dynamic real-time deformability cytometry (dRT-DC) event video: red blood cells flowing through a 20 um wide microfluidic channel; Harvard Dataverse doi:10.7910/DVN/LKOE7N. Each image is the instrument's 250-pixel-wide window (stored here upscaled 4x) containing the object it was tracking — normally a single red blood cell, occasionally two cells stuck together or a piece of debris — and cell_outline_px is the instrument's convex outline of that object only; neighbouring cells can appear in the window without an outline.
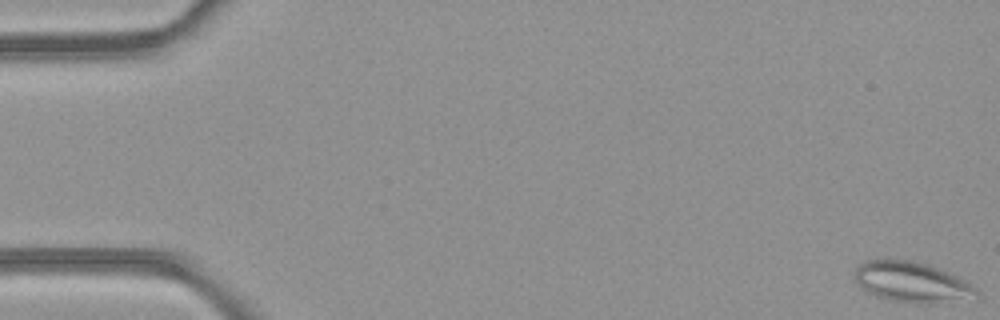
{"species": "common noctule bat (a hibernating species)", "species_latin": "Nyctalus noctula", "temperature_condition": "room temperature", "stored_images_in_passage": 50, "camera_frame_rate_fps": 3000, "um_per_image_px": 0.085, "animal": {"sex": "female", "body_mass_g": 21.9}, "frame": {"image": 1, "passage_image": 1, "time_ms": 0.0, "image_size_px": [1000, 320], "cell_outline_px": [[980, 296], [928, 304], [920, 304], [888, 300], [876, 296], [868, 292], [856, 284], [852, 280], [852, 272], [856, 264], [864, 260], [884, 256], [916, 260], [952, 272], [968, 280], [980, 292]], "centroid_in_image_um": [77.43, 23.91], "position_along_channel_um": 7.6, "area_um2": 30.35}}
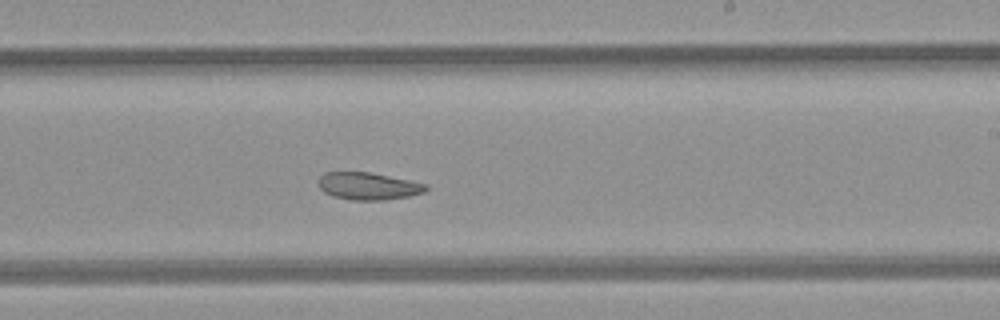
{"frame": {"image": 2, "passage_image": 30, "time_ms": 9.667, "image_size_px": [1000, 320], "cell_outline_px": [[428, 188], [424, 192], [408, 196], [384, 200], [348, 200], [332, 196], [324, 192], [320, 188], [320, 176], [324, 172], [368, 172], [428, 184]], "centroid_in_image_um": [31.29, 15.82], "position_along_channel_um": 257.7, "area_um2": 16.99}}
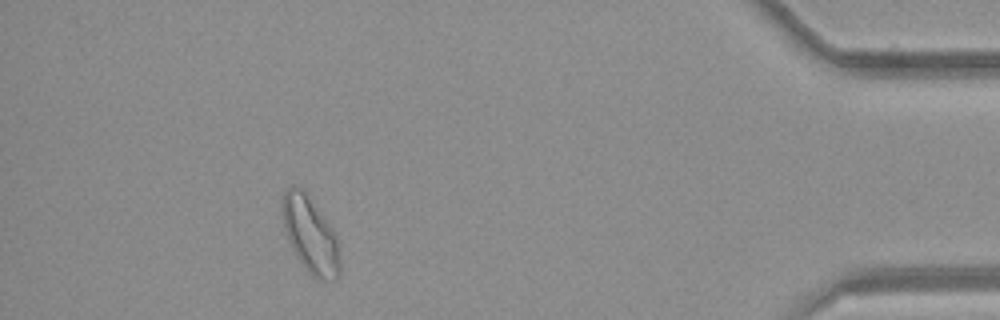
{"frame": {"image": 3, "passage_image": 45, "time_ms": 14.667, "image_size_px": [1000, 320], "cell_outline_px": [[340, 272], [336, 280], [316, 280], [304, 268], [296, 256], [284, 232], [280, 212], [280, 204], [284, 192], [292, 184], [304, 188], [332, 228], [336, 236], [340, 256]], "centroid_in_image_um": [26.34, 19.94], "position_along_channel_um": 408.9, "area_um2": 26.3}, "authors_computed_cell_mechanics": {"area_um2": 23.2934, "velocity_mm_per_s": 4.2165, "shape_relaxation_time_tau1_ms": null, "shape_relaxation_time_tau2_ms": 3.2853, "deformation_change_tau1": null, "deformation_change_tau2": 0.0949}}